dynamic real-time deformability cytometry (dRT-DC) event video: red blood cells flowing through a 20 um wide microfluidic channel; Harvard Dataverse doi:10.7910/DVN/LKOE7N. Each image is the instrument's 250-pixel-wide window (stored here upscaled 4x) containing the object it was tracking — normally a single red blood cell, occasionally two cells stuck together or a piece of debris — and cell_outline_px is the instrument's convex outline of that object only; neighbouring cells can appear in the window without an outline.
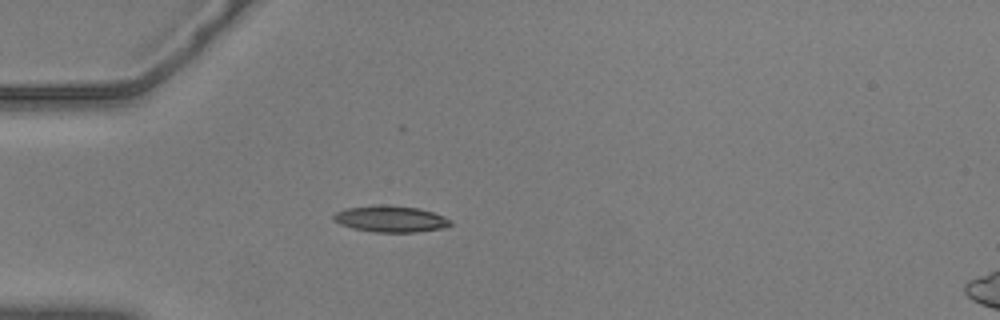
{"species": "common noctule bat (a hibernating species)", "species_latin": "Nyctalus noctula", "temperature_condition": "warm", "stored_images_in_passage": 36, "camera_frame_rate_fps": 3000, "um_per_image_px": 0.085, "animal": {"sex": "male", "body_mass_g": 20.5, "forearm_length_mm": 52.5}, "frame": {"image": 1, "passage_image": 1, "time_ms": 0.0, "image_size_px": [1000, 320], "cell_outline_px": [[452, 224], [444, 228], [416, 232], [372, 232], [352, 228], [340, 224], [332, 220], [332, 216], [336, 212], [348, 208], [420, 208], [444, 216], [452, 220]], "centroid_in_image_um": [33.25, 18.67], "position_along_channel_um": 51.8, "area_um2": 17.05}}
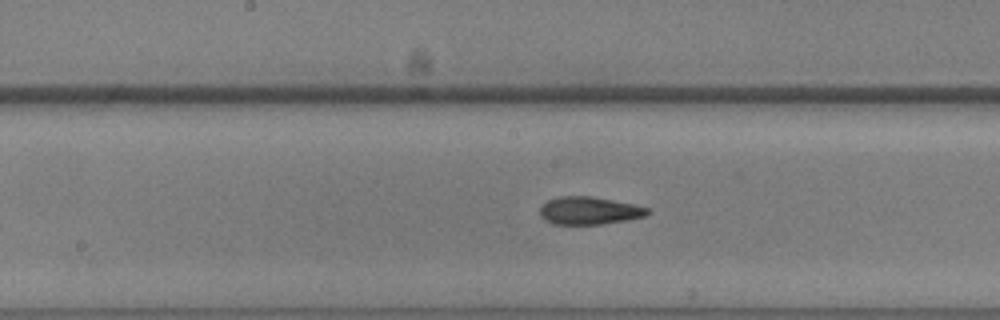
{"frame": {"image": 2, "passage_image": 14, "time_ms": 4.333, "image_size_px": [1000, 320], "cell_outline_px": [[648, 212], [644, 216], [624, 220], [600, 224], [552, 224], [544, 220], [540, 216], [540, 204], [548, 200], [560, 196], [592, 196], [636, 204], [648, 208]], "centroid_in_image_um": [50.02, 17.89], "position_along_channel_um": 198.2, "area_um2": 17.4}}
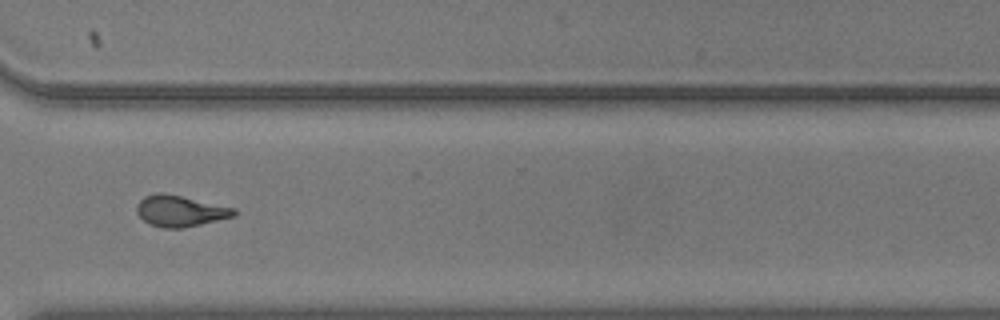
{"frame": {"image": 3, "passage_image": 27, "time_ms": 8.667, "image_size_px": [1000, 320], "cell_outline_px": [[236, 216], [184, 228], [164, 228], [148, 224], [136, 212], [136, 204], [144, 196], [156, 192], [160, 192], [180, 196], [236, 208]], "centroid_in_image_um": [15.3, 17.94], "position_along_channel_um": 355.3, "area_um2": 17.69}, "authors_computed_cell_mechanics": {"area_um2": 17.4556, "velocity_mm_per_s": 3.6366, "shape_relaxation_time_tau1_ms": 7.8595, "shape_relaxation_time_tau2_ms": 2.5469, "deformation_change_tau1": 0.2103, "deformation_change_tau2": 0.1024}}